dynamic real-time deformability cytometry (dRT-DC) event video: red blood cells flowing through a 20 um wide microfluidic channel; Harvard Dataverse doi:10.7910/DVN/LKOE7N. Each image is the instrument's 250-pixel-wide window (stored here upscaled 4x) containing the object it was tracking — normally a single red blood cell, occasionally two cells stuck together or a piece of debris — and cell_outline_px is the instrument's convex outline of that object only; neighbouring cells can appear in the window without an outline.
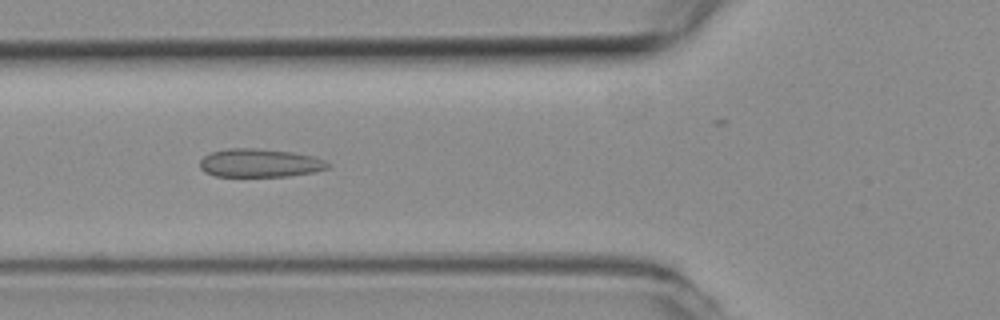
{"species": "common noctule bat (a hibernating species)", "species_latin": "Nyctalus noctula", "temperature_condition": "room temperature", "stored_images_in_passage": 53, "camera_frame_rate_fps": 3000, "um_per_image_px": 0.085, "animal": {"sex": "female", "body_mass_g": 19.3, "forearm_length_mm": 54.1}, "frame": {"image": 1, "passage_image": 18, "time_ms": 5.667, "image_size_px": [1000, 320], "cell_outline_px": [[332, 164], [328, 168], [312, 172], [288, 176], [216, 176], [204, 172], [200, 168], [200, 160], [204, 156], [212, 152], [228, 148], [256, 148], [292, 152], [316, 156]], "centroid_in_image_um": [22.1, 13.85], "position_along_channel_um": 103.7, "area_um2": 21.21}}
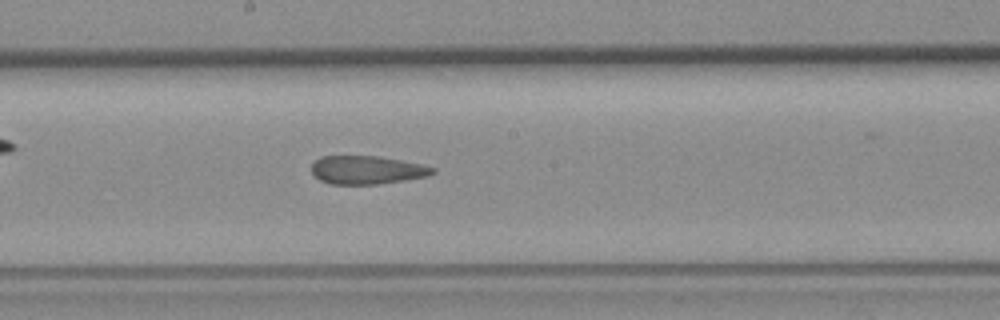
{"frame": {"image": 2, "passage_image": 27, "time_ms": 8.667, "image_size_px": [1000, 320], "cell_outline_px": [[436, 172], [428, 176], [380, 184], [332, 184], [320, 180], [312, 172], [312, 164], [320, 156], [380, 156], [424, 164], [436, 168]], "centroid_in_image_um": [31.24, 14.44], "position_along_channel_um": 217.0, "area_um2": 20.11}}
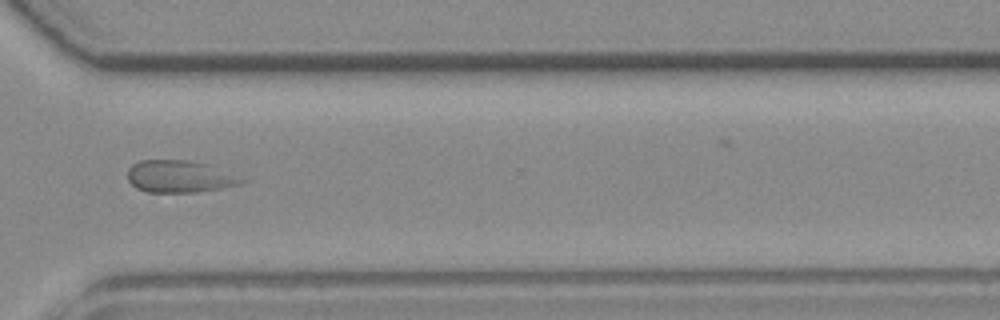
{"frame": {"image": 3, "passage_image": 38, "time_ms": 12.333, "image_size_px": [1000, 320], "cell_outline_px": [[248, 180], [240, 184], [220, 188], [196, 192], [148, 192], [136, 188], [128, 180], [128, 168], [132, 164], [140, 160], [188, 160], [208, 164]], "centroid_in_image_um": [15.24, 15.0], "position_along_channel_um": 355.4, "area_um2": 21.27}, "authors_computed_cell_mechanics": {"area_um2": 22.3108, "velocity_mm_per_s": 3.7706, "shape_relaxation_time_tau1_ms": null, "shape_relaxation_time_tau2_ms": 1.4288, "deformation_change_tau1": null, "deformation_change_tau2": 0.066}}